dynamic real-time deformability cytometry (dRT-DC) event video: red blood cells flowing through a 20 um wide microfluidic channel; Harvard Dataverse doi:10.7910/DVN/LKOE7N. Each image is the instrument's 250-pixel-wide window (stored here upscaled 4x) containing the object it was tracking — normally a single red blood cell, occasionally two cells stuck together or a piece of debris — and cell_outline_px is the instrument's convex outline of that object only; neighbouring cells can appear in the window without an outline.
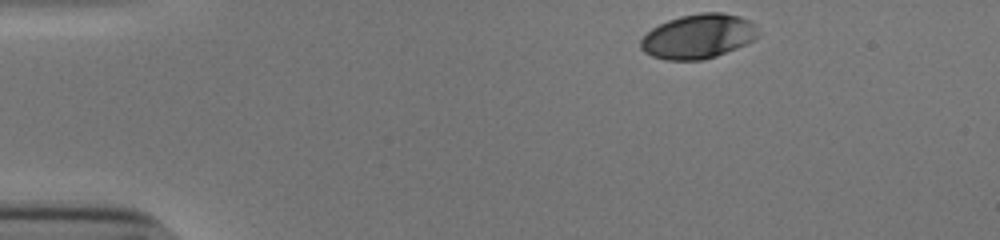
{"species": "human", "species_latin": "Homo sapiens", "temperature_condition": "cold", "stored_images_in_passage": 36, "camera_frame_rate_fps": 3000, "um_per_image_px": 0.085, "donor": {"sex": "male"}, "frame": {"image": 1, "passage_image": 1, "time_ms": 0.0, "image_size_px": [1000, 240], "cell_outline_px": [[760, 36], [736, 48], [716, 56], [704, 60], [664, 60], [652, 56], [644, 52], [640, 48], [640, 40], [652, 28], [668, 20], [680, 16], [700, 12], [720, 12], [740, 16], [748, 20], [752, 24]], "centroid_in_image_um": [59.32, 3.09], "position_along_channel_um": 25.7, "area_um2": 30.29}}
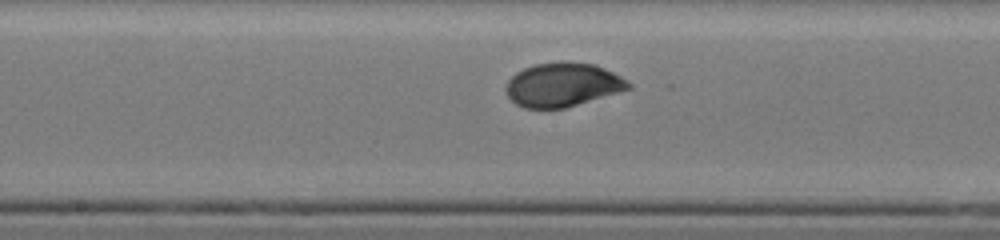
{"frame": {"image": 2, "passage_image": 21, "time_ms": 6.667, "image_size_px": [1000, 240], "cell_outline_px": [[632, 88], [620, 92], [564, 108], [524, 108], [516, 104], [508, 96], [504, 88], [508, 80], [516, 72], [524, 68], [536, 64], [596, 64], [628, 80], [632, 84]], "centroid_in_image_um": [47.83, 7.24], "position_along_channel_um": 200.4, "area_um2": 30.69}}
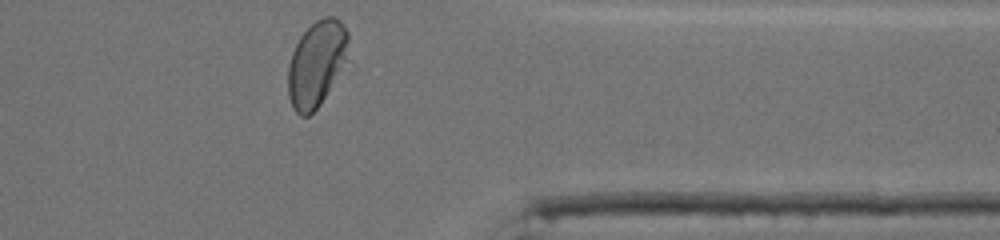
{"frame": {"image": 3, "passage_image": 36, "time_ms": 11.667, "image_size_px": [1000, 240], "cell_outline_px": [[348, 60], [320, 104], [308, 116], [300, 116], [292, 108], [288, 96], [288, 64], [292, 52], [300, 36], [316, 20], [324, 16], [336, 16], [344, 24], [348, 32]], "centroid_in_image_um": [26.91, 5.39], "position_along_channel_um": 384.5, "area_um2": 30.4}, "authors_computed_cell_mechanics": {"area_um2": 31.1253, "velocity_mm_per_s": 3.8688, "shape_relaxation_time_tau1_ms": 4.7005, "shape_relaxation_time_tau2_ms": null, "deformation_change_tau1": 0.1591, "deformation_change_tau2": null}}